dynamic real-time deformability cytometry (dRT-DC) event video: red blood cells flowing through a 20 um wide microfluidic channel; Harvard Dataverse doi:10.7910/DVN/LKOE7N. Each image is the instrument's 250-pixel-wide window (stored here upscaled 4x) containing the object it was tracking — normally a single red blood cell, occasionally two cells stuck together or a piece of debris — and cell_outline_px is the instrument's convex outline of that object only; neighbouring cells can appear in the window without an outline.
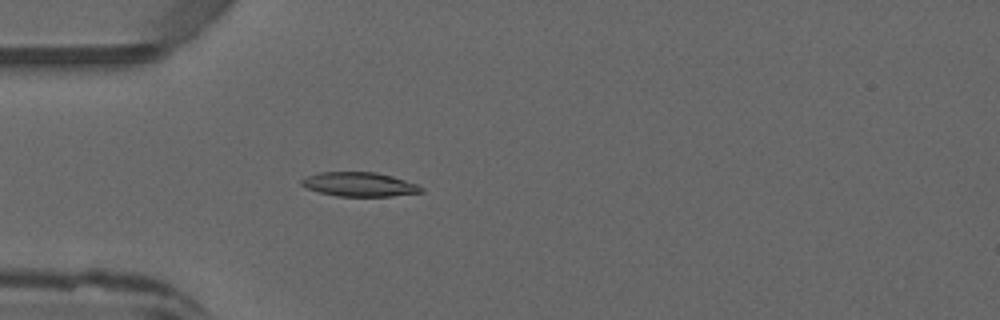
{"species": "common noctule bat (a hibernating species)", "species_latin": "Nyctalus noctula", "temperature_condition": "warm", "stored_images_in_passage": 47, "camera_frame_rate_fps": 3000, "um_per_image_px": 0.085, "animal": {"sex": "male", "forearm_length_mm": 52.5}, "frame": {"image": 1, "passage_image": 11, "time_ms": 3.333, "image_size_px": [1000, 320], "cell_outline_px": [[424, 192], [392, 196], [336, 196], [320, 192], [308, 188], [300, 184], [300, 180], [308, 176], [320, 172], [376, 172], [392, 176], [416, 184], [424, 188]], "centroid_in_image_um": [30.56, 15.67], "position_along_channel_um": 54.4, "area_um2": 16.76}}
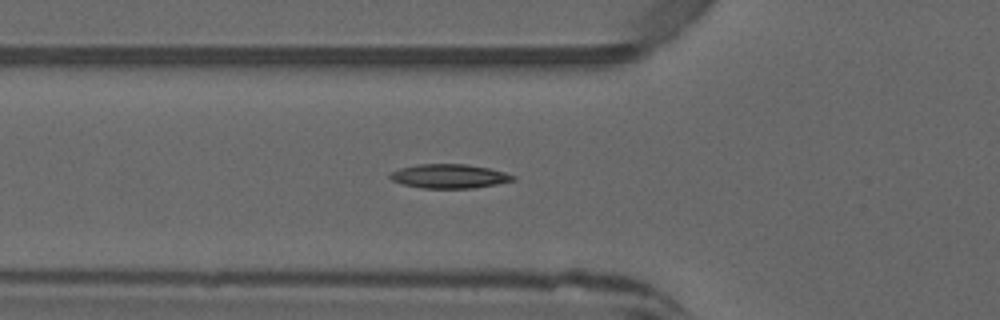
{"frame": {"image": 2, "passage_image": 14, "time_ms": 4.333, "image_size_px": [1000, 320], "cell_outline_px": [[516, 180], [496, 184], [472, 188], [420, 188], [400, 184], [392, 180], [388, 176], [392, 172], [400, 168], [420, 164], [464, 164], [488, 168], [504, 172], [516, 176]], "centroid_in_image_um": [38.17, 14.98], "position_along_channel_um": 87.6, "area_um2": 17.22}}
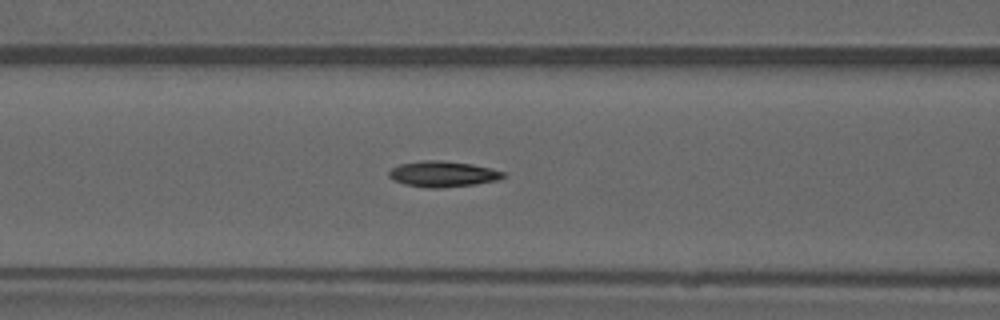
{"frame": {"image": 3, "passage_image": 17, "time_ms": 5.333, "image_size_px": [1000, 320], "cell_outline_px": [[508, 176], [500, 180], [476, 184], [444, 188], [428, 188], [404, 184], [392, 180], [388, 176], [388, 172], [392, 168], [400, 164], [424, 160], [440, 160], [472, 164], [504, 172]], "centroid_in_image_um": [37.65, 14.8], "position_along_channel_um": 128.9, "area_um2": 17.34}, "authors_computed_cell_mechanics": {"area_um2": 16.4152, "velocity_mm_per_s": 4.0755, "shape_relaxation_time_tau1_ms": 10.7596, "shape_relaxation_time_tau2_ms": 3.7, "deformation_change_tau1": 0.3217, "deformation_change_tau2": 0.082}}